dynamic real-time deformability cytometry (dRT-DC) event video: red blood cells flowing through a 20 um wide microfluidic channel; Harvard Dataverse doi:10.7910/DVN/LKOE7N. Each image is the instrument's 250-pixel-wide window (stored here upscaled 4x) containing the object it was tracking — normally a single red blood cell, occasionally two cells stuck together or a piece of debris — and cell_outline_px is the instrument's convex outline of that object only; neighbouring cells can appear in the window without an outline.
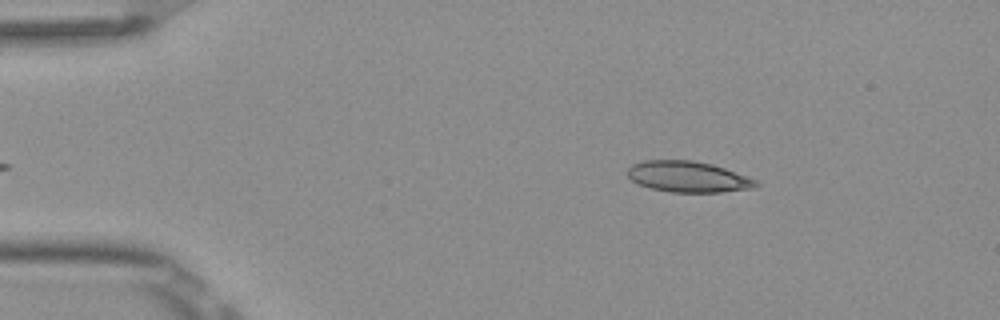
{"species": "Egyptian fruit bat (a non-hibernating species)", "species_latin": "Rousettus aegyptiacus", "temperature_condition": "room temperature", "stored_images_in_passage": 47, "camera_frame_rate_fps": 3000, "um_per_image_px": 0.085, "frame": {"image": 1, "passage_image": 3, "time_ms": 0.667, "image_size_px": [1000, 320], "cell_outline_px": [[760, 184], [756, 188], [720, 192], [668, 192], [652, 188], [640, 184], [632, 180], [628, 176], [628, 168], [632, 164], [644, 160], [692, 160], [712, 164], [748, 176], [756, 180]], "centroid_in_image_um": [58.51, 15.02], "position_along_channel_um": 26.5, "area_um2": 23.18}}
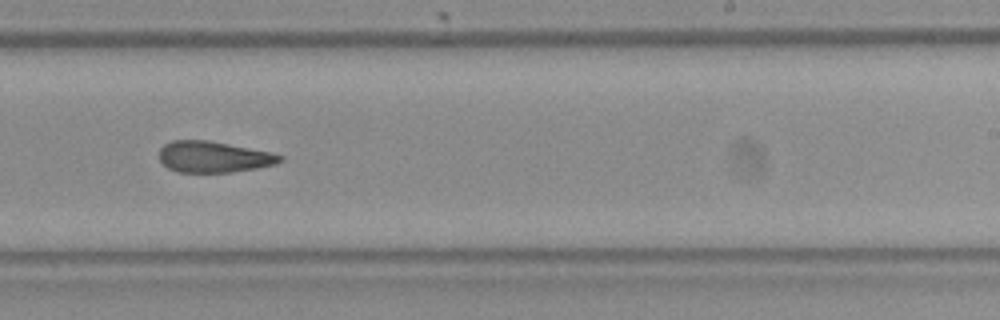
{"frame": {"image": 2, "passage_image": 27, "time_ms": 8.667, "image_size_px": [1000, 320], "cell_outline_px": [[284, 160], [276, 164], [256, 168], [232, 172], [180, 172], [168, 168], [160, 160], [160, 148], [164, 144], [172, 140], [208, 140], [268, 152], [284, 156]], "centroid_in_image_um": [18.15, 13.33], "position_along_channel_um": 270.9, "area_um2": 21.73}}
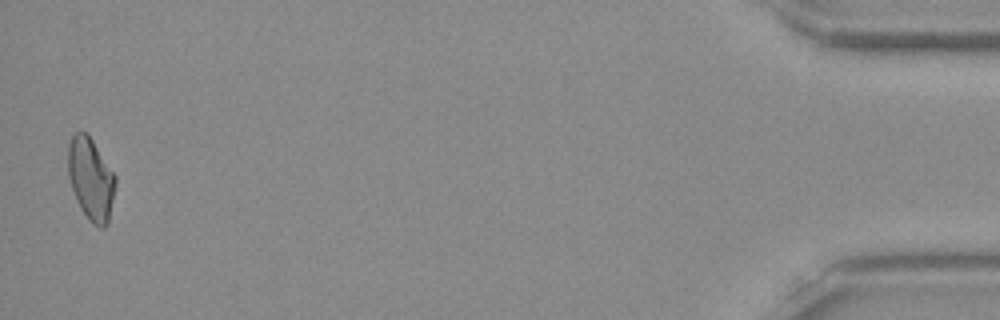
{"frame": {"image": 3, "passage_image": 46, "time_ms": 15.0, "image_size_px": [1000, 320], "cell_outline_px": [[116, 184], [108, 224], [104, 228], [100, 228], [92, 224], [88, 220], [80, 208], [72, 188], [68, 176], [68, 144], [72, 136], [76, 132], [84, 132], [92, 140], [116, 176]], "centroid_in_image_um": [7.73, 15.25], "position_along_channel_um": 427.5, "area_um2": 22.66}, "authors_computed_cell_mechanics": {"area_um2": 22.6576, "velocity_mm_per_s": 3.8811, "shape_relaxation_time_tau1_ms": null, "shape_relaxation_time_tau2_ms": 9.4608, "deformation_change_tau1": null, "deformation_change_tau2": 0.2211}}